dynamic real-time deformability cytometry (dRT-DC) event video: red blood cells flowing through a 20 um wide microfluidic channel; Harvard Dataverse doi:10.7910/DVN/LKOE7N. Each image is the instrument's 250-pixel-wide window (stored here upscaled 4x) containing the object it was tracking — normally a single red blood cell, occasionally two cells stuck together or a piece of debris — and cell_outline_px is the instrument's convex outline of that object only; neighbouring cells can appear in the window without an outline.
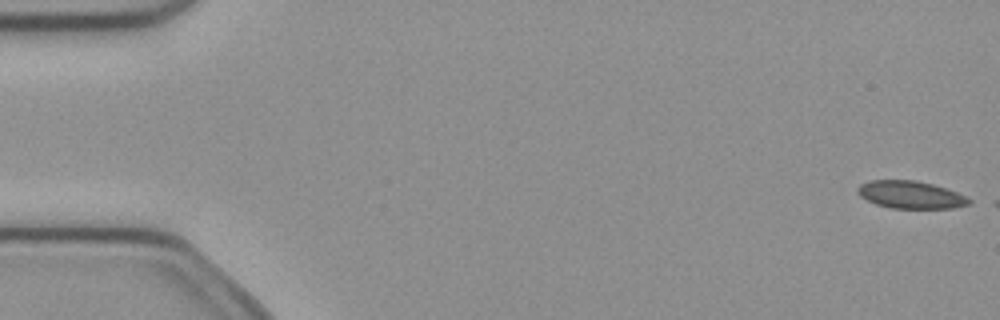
{"species": "common noctule bat (a hibernating species)", "species_latin": "Nyctalus noctula", "temperature_condition": "cold", "stored_images_in_passage": 4, "camera_frame_rate_fps": 3000, "um_per_image_px": 0.085, "animal": {"sex": "female", "body_mass_g": 21.9}, "frame": {"image": 1, "passage_image": 1, "time_ms": 0.0, "image_size_px": [1000, 320], "cell_outline_px": [[972, 204], [952, 208], [892, 208], [876, 204], [860, 196], [856, 192], [856, 188], [860, 184], [868, 180], [916, 180], [932, 184], [956, 192], [972, 200]], "centroid_in_image_um": [77.38, 16.55], "position_along_channel_um": 7.6, "area_um2": 17.86}}